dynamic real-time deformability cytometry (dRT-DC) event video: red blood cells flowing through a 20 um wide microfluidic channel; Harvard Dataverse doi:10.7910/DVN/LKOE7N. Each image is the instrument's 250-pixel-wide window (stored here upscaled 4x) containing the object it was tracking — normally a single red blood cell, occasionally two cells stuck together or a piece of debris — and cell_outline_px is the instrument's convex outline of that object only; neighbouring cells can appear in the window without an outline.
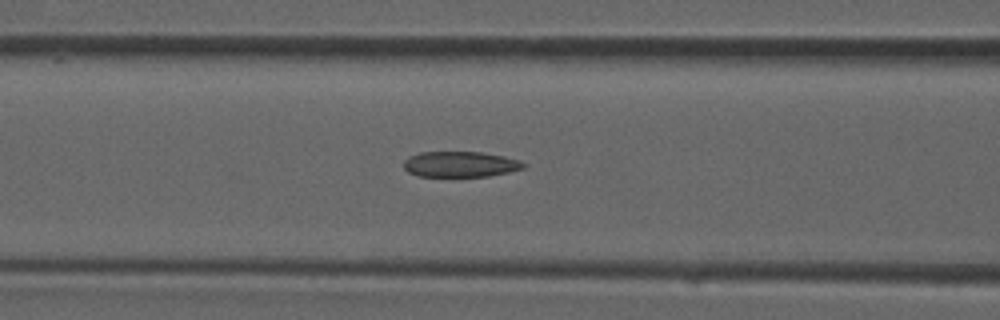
{"species": "common noctule bat (a hibernating species)", "species_latin": "Nyctalus noctula", "temperature_condition": "room temperature", "stored_images_in_passage": 33, "camera_frame_rate_fps": 3000, "um_per_image_px": 0.085, "animal": {"sex": "male", "forearm_length_mm": 52.5}, "frame": {"image": 1, "passage_image": 12, "time_ms": 3.667, "image_size_px": [1000, 320], "cell_outline_px": [[528, 164], [524, 168], [508, 172], [488, 176], [416, 176], [408, 172], [404, 168], [404, 160], [408, 156], [420, 152], [480, 152], [504, 156], [520, 160]], "centroid_in_image_um": [39.12, 13.96], "position_along_channel_um": 127.5, "area_um2": 17.98}}
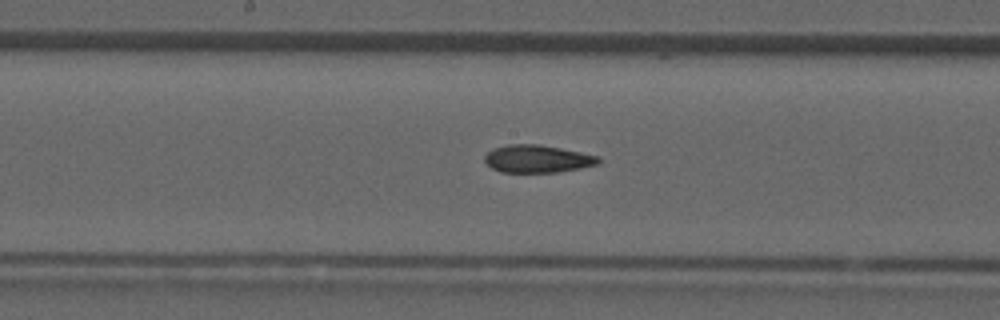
{"frame": {"image": 2, "passage_image": 16, "time_ms": 5.0, "image_size_px": [1000, 320], "cell_outline_px": [[600, 164], [580, 168], [556, 172], [500, 172], [492, 168], [484, 160], [484, 156], [492, 148], [508, 144], [540, 144], [600, 156]], "centroid_in_image_um": [45.67, 13.49], "position_along_channel_um": 202.5, "area_um2": 18.38}}
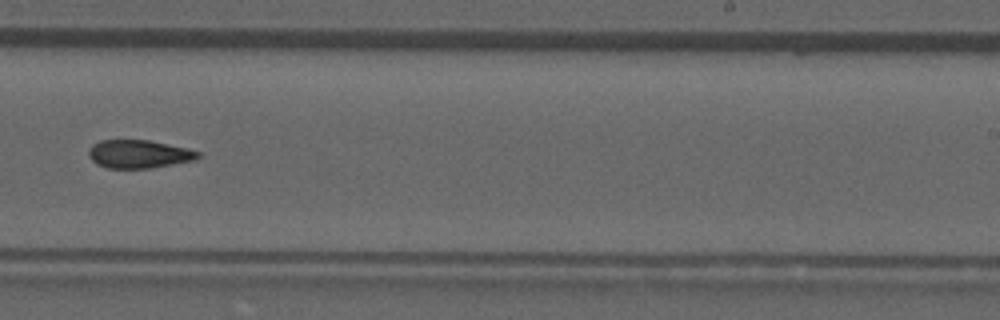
{"frame": {"image": 3, "passage_image": 20, "time_ms": 6.333, "image_size_px": [1000, 320], "cell_outline_px": [[200, 156], [196, 160], [152, 168], [108, 168], [96, 164], [88, 156], [88, 148], [92, 144], [100, 140], [148, 140], [188, 148], [200, 152]], "centroid_in_image_um": [11.79, 13.09], "position_along_channel_um": 277.2, "area_um2": 18.15}}